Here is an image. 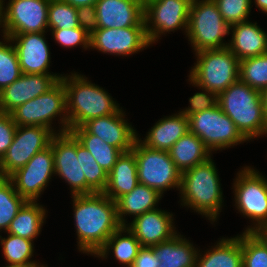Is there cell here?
<instances>
[{
    "instance_id": "cell-1",
    "label": "cell",
    "mask_w": 267,
    "mask_h": 267,
    "mask_svg": "<svg viewBox=\"0 0 267 267\" xmlns=\"http://www.w3.org/2000/svg\"><path fill=\"white\" fill-rule=\"evenodd\" d=\"M72 199L78 249L95 256L121 226L116 202L104 193L73 195Z\"/></svg>"
},
{
    "instance_id": "cell-2",
    "label": "cell",
    "mask_w": 267,
    "mask_h": 267,
    "mask_svg": "<svg viewBox=\"0 0 267 267\" xmlns=\"http://www.w3.org/2000/svg\"><path fill=\"white\" fill-rule=\"evenodd\" d=\"M84 76V77H83ZM85 75L76 72L60 79L66 89L68 132L87 121L117 113L119 104L105 89L91 83Z\"/></svg>"
},
{
    "instance_id": "cell-3",
    "label": "cell",
    "mask_w": 267,
    "mask_h": 267,
    "mask_svg": "<svg viewBox=\"0 0 267 267\" xmlns=\"http://www.w3.org/2000/svg\"><path fill=\"white\" fill-rule=\"evenodd\" d=\"M216 164L210 158L181 173V205L215 222L222 210L223 192Z\"/></svg>"
},
{
    "instance_id": "cell-4",
    "label": "cell",
    "mask_w": 267,
    "mask_h": 267,
    "mask_svg": "<svg viewBox=\"0 0 267 267\" xmlns=\"http://www.w3.org/2000/svg\"><path fill=\"white\" fill-rule=\"evenodd\" d=\"M217 103L248 141L267 135L261 91L237 80L217 95Z\"/></svg>"
},
{
    "instance_id": "cell-5",
    "label": "cell",
    "mask_w": 267,
    "mask_h": 267,
    "mask_svg": "<svg viewBox=\"0 0 267 267\" xmlns=\"http://www.w3.org/2000/svg\"><path fill=\"white\" fill-rule=\"evenodd\" d=\"M195 55L197 62L191 67L188 77L193 86L218 95L239 80L240 60L228 47L201 50Z\"/></svg>"
},
{
    "instance_id": "cell-6",
    "label": "cell",
    "mask_w": 267,
    "mask_h": 267,
    "mask_svg": "<svg viewBox=\"0 0 267 267\" xmlns=\"http://www.w3.org/2000/svg\"><path fill=\"white\" fill-rule=\"evenodd\" d=\"M17 126H41L49 128L54 134L68 132L66 89L59 80L46 93L18 106L11 113ZM60 116L59 131L52 127V121Z\"/></svg>"
},
{
    "instance_id": "cell-7",
    "label": "cell",
    "mask_w": 267,
    "mask_h": 267,
    "mask_svg": "<svg viewBox=\"0 0 267 267\" xmlns=\"http://www.w3.org/2000/svg\"><path fill=\"white\" fill-rule=\"evenodd\" d=\"M230 34V26L224 21L213 0H192L186 37L194 52L228 47L223 38Z\"/></svg>"
},
{
    "instance_id": "cell-8",
    "label": "cell",
    "mask_w": 267,
    "mask_h": 267,
    "mask_svg": "<svg viewBox=\"0 0 267 267\" xmlns=\"http://www.w3.org/2000/svg\"><path fill=\"white\" fill-rule=\"evenodd\" d=\"M238 171L233 183L237 210L249 218L252 225L244 232H255L267 225V179L251 166Z\"/></svg>"
},
{
    "instance_id": "cell-9",
    "label": "cell",
    "mask_w": 267,
    "mask_h": 267,
    "mask_svg": "<svg viewBox=\"0 0 267 267\" xmlns=\"http://www.w3.org/2000/svg\"><path fill=\"white\" fill-rule=\"evenodd\" d=\"M137 163L140 184L151 187L163 195L168 189L181 187V172L169 156L168 151L146 147L138 139L131 150Z\"/></svg>"
},
{
    "instance_id": "cell-10",
    "label": "cell",
    "mask_w": 267,
    "mask_h": 267,
    "mask_svg": "<svg viewBox=\"0 0 267 267\" xmlns=\"http://www.w3.org/2000/svg\"><path fill=\"white\" fill-rule=\"evenodd\" d=\"M188 121L189 131L198 136L211 152L248 141L218 104L188 116Z\"/></svg>"
},
{
    "instance_id": "cell-11",
    "label": "cell",
    "mask_w": 267,
    "mask_h": 267,
    "mask_svg": "<svg viewBox=\"0 0 267 267\" xmlns=\"http://www.w3.org/2000/svg\"><path fill=\"white\" fill-rule=\"evenodd\" d=\"M192 0H146L144 23L150 44L167 32L184 28L187 33ZM166 32V33H165Z\"/></svg>"
},
{
    "instance_id": "cell-12",
    "label": "cell",
    "mask_w": 267,
    "mask_h": 267,
    "mask_svg": "<svg viewBox=\"0 0 267 267\" xmlns=\"http://www.w3.org/2000/svg\"><path fill=\"white\" fill-rule=\"evenodd\" d=\"M55 134L46 127L17 126L12 144L0 160V177H9L50 145Z\"/></svg>"
},
{
    "instance_id": "cell-13",
    "label": "cell",
    "mask_w": 267,
    "mask_h": 267,
    "mask_svg": "<svg viewBox=\"0 0 267 267\" xmlns=\"http://www.w3.org/2000/svg\"><path fill=\"white\" fill-rule=\"evenodd\" d=\"M4 1H1L4 34L40 33L48 30L50 0H9L6 6Z\"/></svg>"
},
{
    "instance_id": "cell-14",
    "label": "cell",
    "mask_w": 267,
    "mask_h": 267,
    "mask_svg": "<svg viewBox=\"0 0 267 267\" xmlns=\"http://www.w3.org/2000/svg\"><path fill=\"white\" fill-rule=\"evenodd\" d=\"M53 174L55 175L54 155L49 145L37 152L25 166L17 169L9 178L22 198L37 202Z\"/></svg>"
},
{
    "instance_id": "cell-15",
    "label": "cell",
    "mask_w": 267,
    "mask_h": 267,
    "mask_svg": "<svg viewBox=\"0 0 267 267\" xmlns=\"http://www.w3.org/2000/svg\"><path fill=\"white\" fill-rule=\"evenodd\" d=\"M54 155L55 175L70 185L71 194H86V177L77 155V139L71 132L55 134L50 142Z\"/></svg>"
},
{
    "instance_id": "cell-16",
    "label": "cell",
    "mask_w": 267,
    "mask_h": 267,
    "mask_svg": "<svg viewBox=\"0 0 267 267\" xmlns=\"http://www.w3.org/2000/svg\"><path fill=\"white\" fill-rule=\"evenodd\" d=\"M150 45L145 27L98 28L90 36V49L111 55L129 56Z\"/></svg>"
},
{
    "instance_id": "cell-17",
    "label": "cell",
    "mask_w": 267,
    "mask_h": 267,
    "mask_svg": "<svg viewBox=\"0 0 267 267\" xmlns=\"http://www.w3.org/2000/svg\"><path fill=\"white\" fill-rule=\"evenodd\" d=\"M45 33L5 34L16 49L22 73L57 75L48 72L51 53L44 36Z\"/></svg>"
},
{
    "instance_id": "cell-18",
    "label": "cell",
    "mask_w": 267,
    "mask_h": 267,
    "mask_svg": "<svg viewBox=\"0 0 267 267\" xmlns=\"http://www.w3.org/2000/svg\"><path fill=\"white\" fill-rule=\"evenodd\" d=\"M63 75L24 74L0 91V110L11 113L18 106L46 93Z\"/></svg>"
},
{
    "instance_id": "cell-19",
    "label": "cell",
    "mask_w": 267,
    "mask_h": 267,
    "mask_svg": "<svg viewBox=\"0 0 267 267\" xmlns=\"http://www.w3.org/2000/svg\"><path fill=\"white\" fill-rule=\"evenodd\" d=\"M121 109L108 116L93 118L82 125L92 135L98 136L108 145L120 149L123 153L132 150L138 134L134 127L125 120Z\"/></svg>"
},
{
    "instance_id": "cell-20",
    "label": "cell",
    "mask_w": 267,
    "mask_h": 267,
    "mask_svg": "<svg viewBox=\"0 0 267 267\" xmlns=\"http://www.w3.org/2000/svg\"><path fill=\"white\" fill-rule=\"evenodd\" d=\"M173 214L157 209L133 218L126 227L134 234L142 247H152L171 239L177 234Z\"/></svg>"
},
{
    "instance_id": "cell-21",
    "label": "cell",
    "mask_w": 267,
    "mask_h": 267,
    "mask_svg": "<svg viewBox=\"0 0 267 267\" xmlns=\"http://www.w3.org/2000/svg\"><path fill=\"white\" fill-rule=\"evenodd\" d=\"M98 28L145 27L143 0H98Z\"/></svg>"
},
{
    "instance_id": "cell-22",
    "label": "cell",
    "mask_w": 267,
    "mask_h": 267,
    "mask_svg": "<svg viewBox=\"0 0 267 267\" xmlns=\"http://www.w3.org/2000/svg\"><path fill=\"white\" fill-rule=\"evenodd\" d=\"M233 29V30H232ZM228 48L239 60L267 53V33L249 20L230 26Z\"/></svg>"
},
{
    "instance_id": "cell-23",
    "label": "cell",
    "mask_w": 267,
    "mask_h": 267,
    "mask_svg": "<svg viewBox=\"0 0 267 267\" xmlns=\"http://www.w3.org/2000/svg\"><path fill=\"white\" fill-rule=\"evenodd\" d=\"M189 132L188 117L176 113L160 119L139 141L148 148L168 151L182 136Z\"/></svg>"
},
{
    "instance_id": "cell-24",
    "label": "cell",
    "mask_w": 267,
    "mask_h": 267,
    "mask_svg": "<svg viewBox=\"0 0 267 267\" xmlns=\"http://www.w3.org/2000/svg\"><path fill=\"white\" fill-rule=\"evenodd\" d=\"M138 183L135 155L132 151L125 152L108 173L107 186L103 193L116 201L119 197L131 192Z\"/></svg>"
},
{
    "instance_id": "cell-25",
    "label": "cell",
    "mask_w": 267,
    "mask_h": 267,
    "mask_svg": "<svg viewBox=\"0 0 267 267\" xmlns=\"http://www.w3.org/2000/svg\"><path fill=\"white\" fill-rule=\"evenodd\" d=\"M183 235L177 233L171 239L152 246L160 261L158 267H196L198 249Z\"/></svg>"
},
{
    "instance_id": "cell-26",
    "label": "cell",
    "mask_w": 267,
    "mask_h": 267,
    "mask_svg": "<svg viewBox=\"0 0 267 267\" xmlns=\"http://www.w3.org/2000/svg\"><path fill=\"white\" fill-rule=\"evenodd\" d=\"M162 196L151 187L138 183L131 192L124 194L115 201L117 218L121 226L127 225L124 216L132 215L135 218L147 211L157 209V204Z\"/></svg>"
},
{
    "instance_id": "cell-27",
    "label": "cell",
    "mask_w": 267,
    "mask_h": 267,
    "mask_svg": "<svg viewBox=\"0 0 267 267\" xmlns=\"http://www.w3.org/2000/svg\"><path fill=\"white\" fill-rule=\"evenodd\" d=\"M169 156L182 173L211 158L212 152L205 143L192 132H187L169 150Z\"/></svg>"
},
{
    "instance_id": "cell-28",
    "label": "cell",
    "mask_w": 267,
    "mask_h": 267,
    "mask_svg": "<svg viewBox=\"0 0 267 267\" xmlns=\"http://www.w3.org/2000/svg\"><path fill=\"white\" fill-rule=\"evenodd\" d=\"M204 253L198 252L196 267H243L241 234L220 239Z\"/></svg>"
},
{
    "instance_id": "cell-29",
    "label": "cell",
    "mask_w": 267,
    "mask_h": 267,
    "mask_svg": "<svg viewBox=\"0 0 267 267\" xmlns=\"http://www.w3.org/2000/svg\"><path fill=\"white\" fill-rule=\"evenodd\" d=\"M37 202L27 201L11 221L6 233L33 241L41 232L46 209Z\"/></svg>"
},
{
    "instance_id": "cell-30",
    "label": "cell",
    "mask_w": 267,
    "mask_h": 267,
    "mask_svg": "<svg viewBox=\"0 0 267 267\" xmlns=\"http://www.w3.org/2000/svg\"><path fill=\"white\" fill-rule=\"evenodd\" d=\"M122 233L127 234L122 235ZM141 247L134 234L126 226H120L95 256L107 259L110 250H112L115 260H118L125 267H131Z\"/></svg>"
},
{
    "instance_id": "cell-31",
    "label": "cell",
    "mask_w": 267,
    "mask_h": 267,
    "mask_svg": "<svg viewBox=\"0 0 267 267\" xmlns=\"http://www.w3.org/2000/svg\"><path fill=\"white\" fill-rule=\"evenodd\" d=\"M70 132L107 173L112 170L123 153L120 149L105 143L98 136L89 134L82 126L73 128Z\"/></svg>"
},
{
    "instance_id": "cell-32",
    "label": "cell",
    "mask_w": 267,
    "mask_h": 267,
    "mask_svg": "<svg viewBox=\"0 0 267 267\" xmlns=\"http://www.w3.org/2000/svg\"><path fill=\"white\" fill-rule=\"evenodd\" d=\"M26 202L17 193L9 177H0V232L7 231L11 221Z\"/></svg>"
},
{
    "instance_id": "cell-33",
    "label": "cell",
    "mask_w": 267,
    "mask_h": 267,
    "mask_svg": "<svg viewBox=\"0 0 267 267\" xmlns=\"http://www.w3.org/2000/svg\"><path fill=\"white\" fill-rule=\"evenodd\" d=\"M77 155H80V165L86 177V194L103 193L107 186L108 173L78 140Z\"/></svg>"
},
{
    "instance_id": "cell-34",
    "label": "cell",
    "mask_w": 267,
    "mask_h": 267,
    "mask_svg": "<svg viewBox=\"0 0 267 267\" xmlns=\"http://www.w3.org/2000/svg\"><path fill=\"white\" fill-rule=\"evenodd\" d=\"M239 80L262 91L267 87V53L239 62Z\"/></svg>"
},
{
    "instance_id": "cell-35",
    "label": "cell",
    "mask_w": 267,
    "mask_h": 267,
    "mask_svg": "<svg viewBox=\"0 0 267 267\" xmlns=\"http://www.w3.org/2000/svg\"><path fill=\"white\" fill-rule=\"evenodd\" d=\"M2 253L7 264L32 263L31 258L34 253V242L19 236L7 233V237L0 235Z\"/></svg>"
},
{
    "instance_id": "cell-36",
    "label": "cell",
    "mask_w": 267,
    "mask_h": 267,
    "mask_svg": "<svg viewBox=\"0 0 267 267\" xmlns=\"http://www.w3.org/2000/svg\"><path fill=\"white\" fill-rule=\"evenodd\" d=\"M4 42L0 41V91L22 75L13 43H10L11 40L8 37L4 38Z\"/></svg>"
},
{
    "instance_id": "cell-37",
    "label": "cell",
    "mask_w": 267,
    "mask_h": 267,
    "mask_svg": "<svg viewBox=\"0 0 267 267\" xmlns=\"http://www.w3.org/2000/svg\"><path fill=\"white\" fill-rule=\"evenodd\" d=\"M243 267H267V246L254 232L241 235Z\"/></svg>"
},
{
    "instance_id": "cell-38",
    "label": "cell",
    "mask_w": 267,
    "mask_h": 267,
    "mask_svg": "<svg viewBox=\"0 0 267 267\" xmlns=\"http://www.w3.org/2000/svg\"><path fill=\"white\" fill-rule=\"evenodd\" d=\"M79 27L77 8L62 0H50L48 8V28L69 29Z\"/></svg>"
},
{
    "instance_id": "cell-39",
    "label": "cell",
    "mask_w": 267,
    "mask_h": 267,
    "mask_svg": "<svg viewBox=\"0 0 267 267\" xmlns=\"http://www.w3.org/2000/svg\"><path fill=\"white\" fill-rule=\"evenodd\" d=\"M224 21L229 25L248 21L251 12V0H213Z\"/></svg>"
},
{
    "instance_id": "cell-40",
    "label": "cell",
    "mask_w": 267,
    "mask_h": 267,
    "mask_svg": "<svg viewBox=\"0 0 267 267\" xmlns=\"http://www.w3.org/2000/svg\"><path fill=\"white\" fill-rule=\"evenodd\" d=\"M54 40L65 48L77 47L82 45L84 49H90V35L80 26L69 29H50Z\"/></svg>"
},
{
    "instance_id": "cell-41",
    "label": "cell",
    "mask_w": 267,
    "mask_h": 267,
    "mask_svg": "<svg viewBox=\"0 0 267 267\" xmlns=\"http://www.w3.org/2000/svg\"><path fill=\"white\" fill-rule=\"evenodd\" d=\"M204 92H197L189 98L190 107L180 110L179 113L184 114L186 117L193 115L204 110L215 107L217 103V94L211 92L203 87H199Z\"/></svg>"
},
{
    "instance_id": "cell-42",
    "label": "cell",
    "mask_w": 267,
    "mask_h": 267,
    "mask_svg": "<svg viewBox=\"0 0 267 267\" xmlns=\"http://www.w3.org/2000/svg\"><path fill=\"white\" fill-rule=\"evenodd\" d=\"M16 128L11 114L0 110V160L12 144Z\"/></svg>"
},
{
    "instance_id": "cell-43",
    "label": "cell",
    "mask_w": 267,
    "mask_h": 267,
    "mask_svg": "<svg viewBox=\"0 0 267 267\" xmlns=\"http://www.w3.org/2000/svg\"><path fill=\"white\" fill-rule=\"evenodd\" d=\"M79 26L88 34L92 35L98 29L96 6L86 5L77 8Z\"/></svg>"
},
{
    "instance_id": "cell-44",
    "label": "cell",
    "mask_w": 267,
    "mask_h": 267,
    "mask_svg": "<svg viewBox=\"0 0 267 267\" xmlns=\"http://www.w3.org/2000/svg\"><path fill=\"white\" fill-rule=\"evenodd\" d=\"M160 261L152 247H141L131 267H158Z\"/></svg>"
},
{
    "instance_id": "cell-45",
    "label": "cell",
    "mask_w": 267,
    "mask_h": 267,
    "mask_svg": "<svg viewBox=\"0 0 267 267\" xmlns=\"http://www.w3.org/2000/svg\"><path fill=\"white\" fill-rule=\"evenodd\" d=\"M66 3H69L75 8L81 7V6H86V5H95V3L98 0H62Z\"/></svg>"
},
{
    "instance_id": "cell-46",
    "label": "cell",
    "mask_w": 267,
    "mask_h": 267,
    "mask_svg": "<svg viewBox=\"0 0 267 267\" xmlns=\"http://www.w3.org/2000/svg\"><path fill=\"white\" fill-rule=\"evenodd\" d=\"M261 101H262L264 121L267 127V87L261 91Z\"/></svg>"
},
{
    "instance_id": "cell-47",
    "label": "cell",
    "mask_w": 267,
    "mask_h": 267,
    "mask_svg": "<svg viewBox=\"0 0 267 267\" xmlns=\"http://www.w3.org/2000/svg\"><path fill=\"white\" fill-rule=\"evenodd\" d=\"M267 246V225L266 226H262L260 228H258L255 232H254Z\"/></svg>"
},
{
    "instance_id": "cell-48",
    "label": "cell",
    "mask_w": 267,
    "mask_h": 267,
    "mask_svg": "<svg viewBox=\"0 0 267 267\" xmlns=\"http://www.w3.org/2000/svg\"><path fill=\"white\" fill-rule=\"evenodd\" d=\"M45 265L40 264L39 262L32 263H18V264H9L4 267H44Z\"/></svg>"
},
{
    "instance_id": "cell-49",
    "label": "cell",
    "mask_w": 267,
    "mask_h": 267,
    "mask_svg": "<svg viewBox=\"0 0 267 267\" xmlns=\"http://www.w3.org/2000/svg\"><path fill=\"white\" fill-rule=\"evenodd\" d=\"M251 0V4H252ZM255 7L259 8V11L261 10L263 13L267 15V0H254Z\"/></svg>"
},
{
    "instance_id": "cell-50",
    "label": "cell",
    "mask_w": 267,
    "mask_h": 267,
    "mask_svg": "<svg viewBox=\"0 0 267 267\" xmlns=\"http://www.w3.org/2000/svg\"><path fill=\"white\" fill-rule=\"evenodd\" d=\"M0 28H2V33H3V39L6 37L5 34H4V30H3V11H2V4H1V1H0Z\"/></svg>"
}]
</instances>
